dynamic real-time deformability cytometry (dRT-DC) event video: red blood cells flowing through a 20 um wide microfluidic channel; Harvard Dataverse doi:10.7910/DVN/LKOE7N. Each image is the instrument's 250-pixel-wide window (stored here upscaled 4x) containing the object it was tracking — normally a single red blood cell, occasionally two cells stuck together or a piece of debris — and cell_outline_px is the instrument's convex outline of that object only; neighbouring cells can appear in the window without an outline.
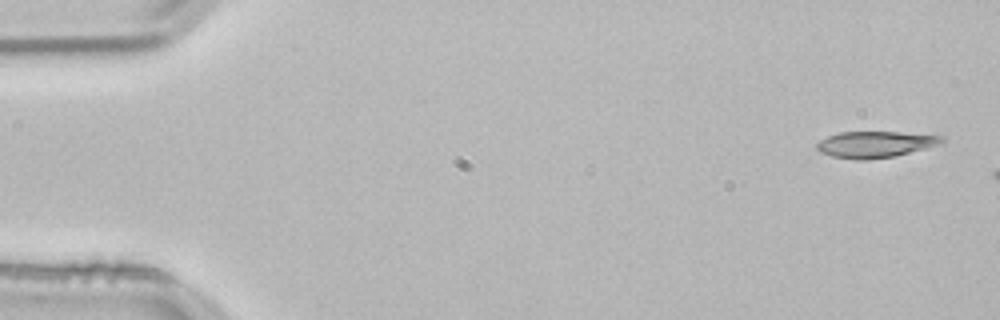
{"species": "common noctule bat (a hibernating species)", "species_latin": "Nyctalus noctula", "temperature_condition": "room temperature", "stored_images_in_passage": 3, "camera_frame_rate_fps": 3000, "um_per_image_px": 0.085, "animal": {"sex": "male", "body_mass_g": 21.5, "forearm_length_mm": 52.0}, "frame": {"image": 1, "passage_image": 1, "time_ms": 0.0, "image_size_px": [1000, 320], "cell_outline_px": [[944, 144], [896, 156], [868, 160], [856, 160], [832, 156], [820, 152], [816, 148], [816, 144], [820, 140], [828, 136], [840, 132], [896, 132], [944, 136]], "centroid_in_image_um": [74.43, 12.28], "position_along_channel_um": 10.6, "area_um2": 19.36}}